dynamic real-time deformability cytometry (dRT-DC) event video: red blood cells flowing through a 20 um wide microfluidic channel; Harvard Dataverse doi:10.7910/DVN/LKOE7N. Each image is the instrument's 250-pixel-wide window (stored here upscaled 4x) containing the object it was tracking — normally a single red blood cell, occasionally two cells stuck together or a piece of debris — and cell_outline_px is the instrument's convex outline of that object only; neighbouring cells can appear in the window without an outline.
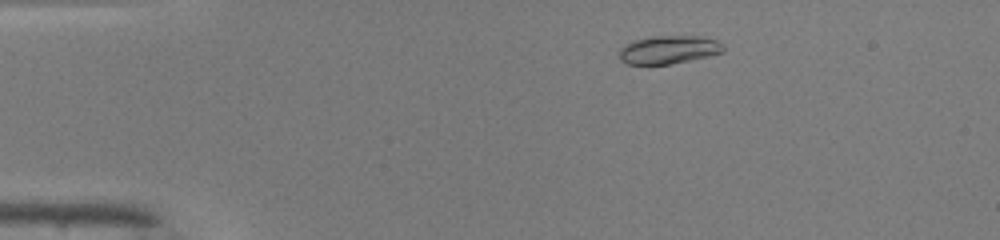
{"species": "common noctule bat (a hibernating species)", "species_latin": "Nyctalus noctula", "temperature_condition": "warm", "stored_images_in_passage": 47, "camera_frame_rate_fps": 3000, "um_per_image_px": 0.085, "animal": {"sex": "male", "body_mass_g": 19.0, "forearm_length_mm": 50.8}, "frame": {"image": 1, "passage_image": 7, "time_ms": 2.0, "image_size_px": [1000, 240], "cell_outline_px": [[724, 52], [708, 56], [668, 64], [628, 64], [620, 60], [620, 48], [624, 44], [632, 40], [652, 36], [700, 36], [716, 40], [724, 44]], "centroid_in_image_um": [56.83, 4.21], "position_along_channel_um": 28.2, "area_um2": 17.11}}
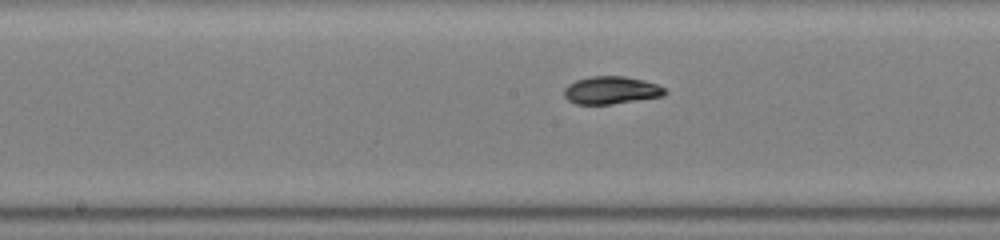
{"frame": {"image": 2, "passage_image": 24, "time_ms": 7.667, "image_size_px": [1000, 240], "cell_outline_px": [[668, 92], [664, 96], [612, 104], [576, 104], [568, 100], [564, 96], [564, 88], [568, 84], [576, 80], [592, 76], [624, 76], [644, 80], [656, 84], [664, 88]], "centroid_in_image_um": [51.95, 7.67], "position_along_channel_um": 196.3, "area_um2": 16.3}}
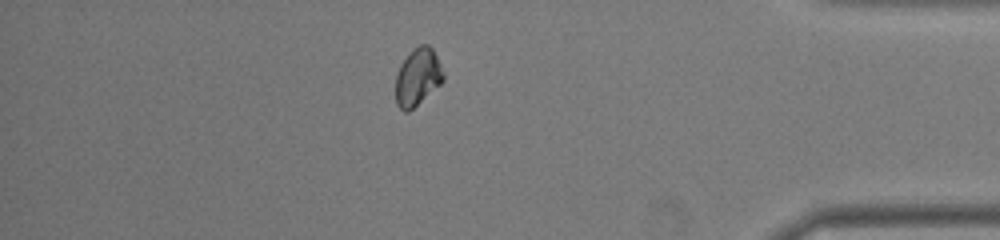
{"frame": {"image": 3, "passage_image": 41, "time_ms": 13.333, "image_size_px": [1000, 240], "cell_outline_px": [[444, 80], [440, 84], [408, 112], [404, 112], [396, 104], [396, 76], [400, 64], [420, 44], [428, 44], [432, 48], [444, 72]], "centroid_in_image_um": [35.5, 6.56], "position_along_channel_um": 399.7, "area_um2": 15.61}, "authors_computed_cell_mechanics": {"area_um2": 16.4152, "velocity_mm_per_s": 4.146, "shape_relaxation_time_tau1_ms": 4.1354, "shape_relaxation_time_tau2_ms": null, "deformation_change_tau1": 0.152, "deformation_change_tau2": null}}